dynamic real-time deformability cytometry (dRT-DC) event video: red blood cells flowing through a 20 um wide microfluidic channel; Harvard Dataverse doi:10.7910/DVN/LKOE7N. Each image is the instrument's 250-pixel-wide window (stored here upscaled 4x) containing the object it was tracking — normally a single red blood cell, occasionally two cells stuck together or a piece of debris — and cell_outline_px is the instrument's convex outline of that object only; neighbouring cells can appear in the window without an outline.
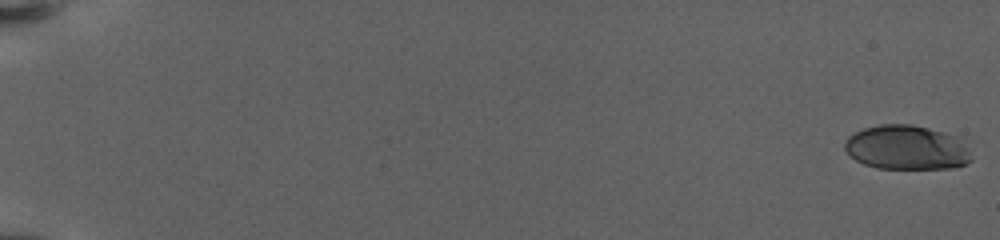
{"species": "human", "species_latin": "Homo sapiens", "temperature_condition": "warm", "stored_images_in_passage": 15, "camera_frame_rate_fps": 3000, "um_per_image_px": 0.085, "donor": {"sex": "female"}, "frame": {"image": 1, "passage_image": 1, "time_ms": 0.0, "image_size_px": [1000, 240], "cell_outline_px": [[972, 160], [964, 164], [952, 168], [876, 168], [864, 164], [856, 160], [844, 148], [844, 144], [848, 136], [864, 128], [880, 124], [912, 124], [928, 128], [952, 136], [968, 152]], "centroid_in_image_um": [76.97, 12.55], "position_along_channel_um": 8.0, "area_um2": 31.96}}
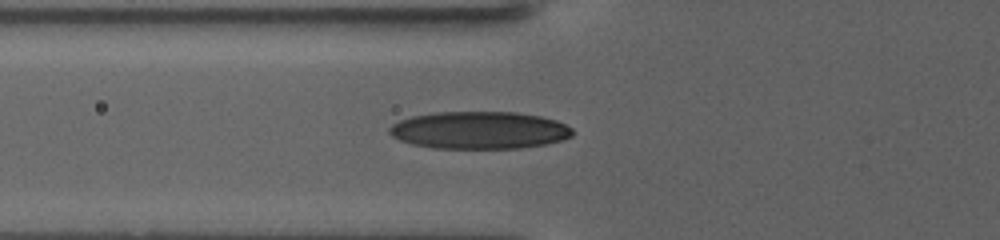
{"frame": {"image": 2, "passage_image": 13, "time_ms": 10.0, "image_size_px": [1000, 240], "cell_outline_px": [[572, 136], [560, 140], [544, 144], [520, 148], [432, 148], [412, 144], [400, 140], [392, 136], [388, 132], [388, 128], [392, 124], [400, 120], [412, 116], [432, 112], [516, 112], [540, 116], [556, 120], [572, 128]], "centroid_in_image_um": [40.7, 11.06], "position_along_channel_um": 85.1, "area_um2": 39.94}}
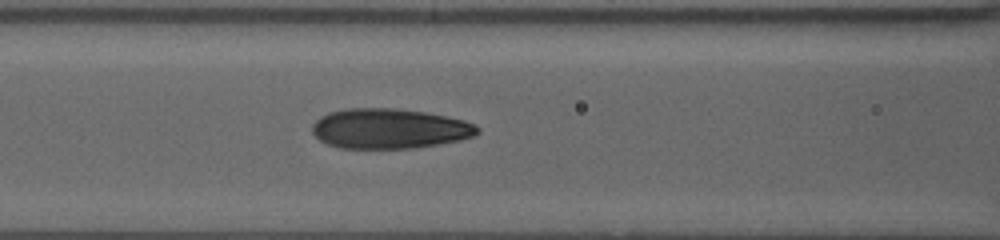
{"frame": {"image": 3, "passage_image": 15, "time_ms": 11.667, "image_size_px": [1000, 240], "cell_outline_px": [[480, 132], [472, 136], [460, 140], [440, 144], [412, 148], [340, 148], [328, 144], [320, 140], [312, 132], [312, 124], [320, 116], [328, 112], [348, 108], [392, 108], [424, 112], [464, 120], [476, 124], [480, 128]], "centroid_in_image_um": [33.09, 10.93], "position_along_channel_um": 133.5, "area_um2": 38.55}}